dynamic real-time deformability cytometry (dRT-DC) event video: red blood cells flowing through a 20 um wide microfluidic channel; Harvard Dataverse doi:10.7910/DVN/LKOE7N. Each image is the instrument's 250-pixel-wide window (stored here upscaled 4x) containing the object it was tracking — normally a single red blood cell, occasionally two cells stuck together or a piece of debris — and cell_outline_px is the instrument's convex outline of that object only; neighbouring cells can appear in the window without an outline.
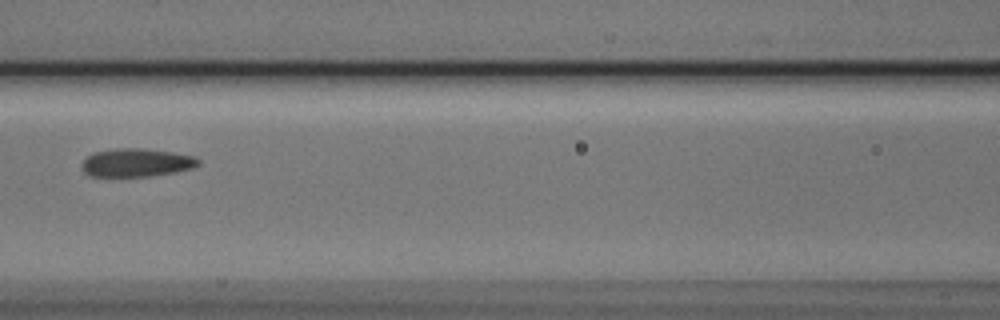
{"species": "Egyptian fruit bat (a non-hibernating species)", "species_latin": "Rousettus aegyptiacus", "temperature_condition": "cold", "stored_images_in_passage": 7, "camera_frame_rate_fps": 3000, "um_per_image_px": 0.085, "animal": {"sex": "male"}, "frame": {"image": 1, "passage_image": 7, "time_ms": 2.0, "image_size_px": [1000, 320], "cell_outline_px": [[200, 164], [192, 168], [172, 172], [148, 176], [88, 176], [84, 172], [80, 164], [92, 152], [116, 148], [144, 148], [172, 152], [192, 156], [200, 160]], "centroid_in_image_um": [11.55, 13.81], "position_along_channel_um": 155.1, "area_um2": 19.13}}